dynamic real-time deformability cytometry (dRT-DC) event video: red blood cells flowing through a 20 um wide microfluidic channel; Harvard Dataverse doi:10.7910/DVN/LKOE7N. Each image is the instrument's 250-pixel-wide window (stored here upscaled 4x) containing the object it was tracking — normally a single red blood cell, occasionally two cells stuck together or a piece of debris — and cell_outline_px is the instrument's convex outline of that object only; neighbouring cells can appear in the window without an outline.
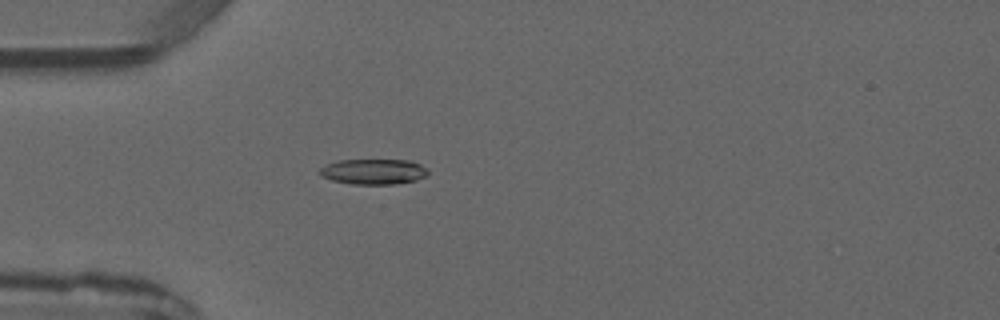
{"species": "common noctule bat (a hibernating species)", "species_latin": "Nyctalus noctula", "temperature_condition": "warm", "stored_images_in_passage": 4, "camera_frame_rate_fps": 3000, "um_per_image_px": 0.085, "animal": {"sex": "male", "forearm_length_mm": 52.5}, "frame": {"image": 1, "passage_image": 4, "time_ms": 3.333, "image_size_px": [1000, 320], "cell_outline_px": [[428, 176], [416, 180], [396, 184], [352, 184], [332, 180], [320, 176], [316, 172], [320, 168], [328, 164], [340, 160], [408, 160], [420, 164], [428, 168]], "centroid_in_image_um": [31.76, 14.59], "position_along_channel_um": 53.2, "area_um2": 16.18}}